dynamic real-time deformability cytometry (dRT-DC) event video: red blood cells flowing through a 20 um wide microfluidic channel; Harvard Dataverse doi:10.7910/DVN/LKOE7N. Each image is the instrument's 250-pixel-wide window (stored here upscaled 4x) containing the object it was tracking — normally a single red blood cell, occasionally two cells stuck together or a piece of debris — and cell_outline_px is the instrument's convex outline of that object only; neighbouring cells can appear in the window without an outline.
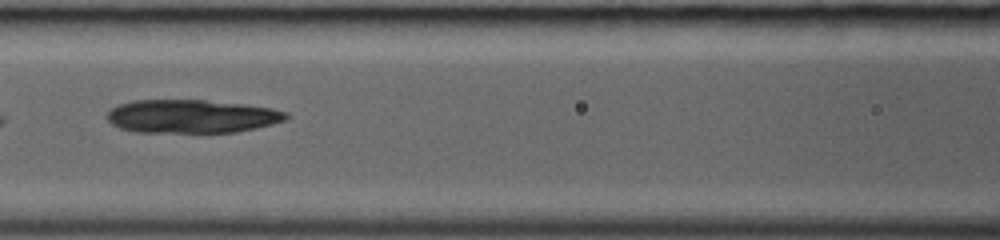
{"species": "common noctule bat (a hibernating species)", "species_latin": "Nyctalus noctula", "temperature_condition": "room temperature", "stored_images_in_passage": 4, "camera_frame_rate_fps": 3000, "um_per_image_px": 0.085, "animal": {"sex": "female", "body_mass_g": 19.0, "forearm_length_mm": 53.3}, "frame": {"image": 1, "passage_image": 4, "time_ms": 1.0, "image_size_px": [1000, 240], "cell_outline_px": [[288, 120], [256, 128], [236, 132], [136, 132], [120, 128], [112, 124], [104, 116], [112, 108], [120, 104], [132, 100], [204, 100], [244, 104], [272, 108], [288, 112]], "centroid_in_image_um": [16.3, 9.88], "position_along_channel_um": 150.3, "area_um2": 34.97}}